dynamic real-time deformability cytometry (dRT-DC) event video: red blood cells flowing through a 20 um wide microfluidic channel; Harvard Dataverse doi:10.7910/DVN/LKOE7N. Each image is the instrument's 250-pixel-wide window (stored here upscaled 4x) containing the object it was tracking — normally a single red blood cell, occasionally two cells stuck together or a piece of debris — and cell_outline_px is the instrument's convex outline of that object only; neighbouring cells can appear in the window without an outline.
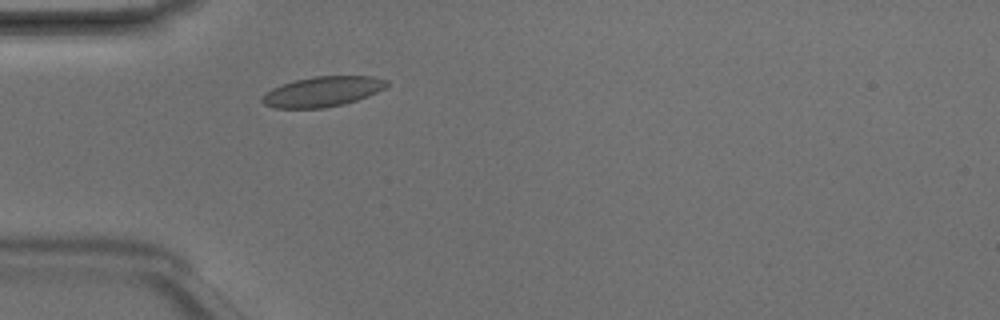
{"species": "Egyptian fruit bat (a non-hibernating species)", "species_latin": "Rousettus aegyptiacus", "temperature_condition": "room temperature", "stored_images_in_passage": 2, "camera_frame_rate_fps": 3000, "um_per_image_px": 0.085, "animal": {"sex": "male"}, "frame": {"image": 1, "passage_image": 2, "time_ms": 0.333, "image_size_px": [1000, 320], "cell_outline_px": [[388, 84], [384, 88], [368, 96], [344, 104], [324, 108], [276, 108], [264, 104], [260, 100], [272, 88], [280, 84], [296, 80], [316, 76], [372, 76], [388, 80]], "centroid_in_image_um": [27.42, 7.78], "position_along_channel_um": 57.6, "area_um2": 21.73}}